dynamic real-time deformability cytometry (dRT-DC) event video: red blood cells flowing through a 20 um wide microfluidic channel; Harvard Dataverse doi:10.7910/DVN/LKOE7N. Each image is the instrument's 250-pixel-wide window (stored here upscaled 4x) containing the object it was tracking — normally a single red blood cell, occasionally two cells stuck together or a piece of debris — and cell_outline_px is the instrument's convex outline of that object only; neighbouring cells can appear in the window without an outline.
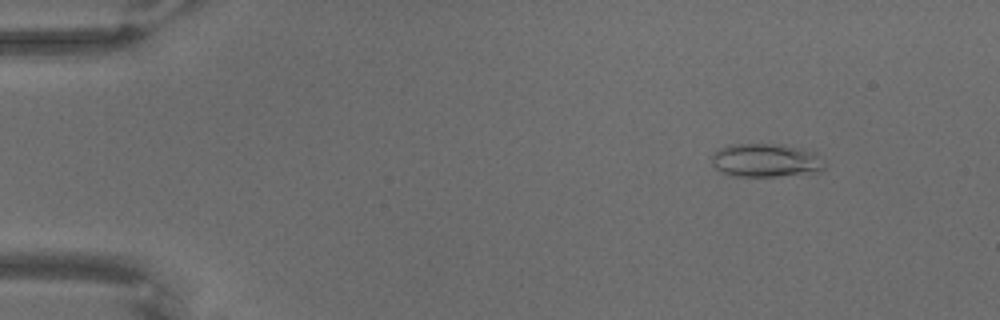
{"species": "common noctule bat (a hibernating species)", "species_latin": "Nyctalus noctula", "temperature_condition": "warm", "stored_images_in_passage": 69, "camera_frame_rate_fps": 3000, "um_per_image_px": 0.085, "animal": {"sex": "male", "body_mass_g": 18.8}, "frame": {"image": 1, "passage_image": 9, "time_ms": 2.667, "image_size_px": [1000, 320], "cell_outline_px": [[824, 168], [820, 172], [776, 176], [732, 176], [720, 172], [712, 164], [712, 152], [728, 144], [784, 144], [816, 152], [824, 160]], "centroid_in_image_um": [65.1, 13.62], "position_along_channel_um": 19.9, "area_um2": 22.37}}
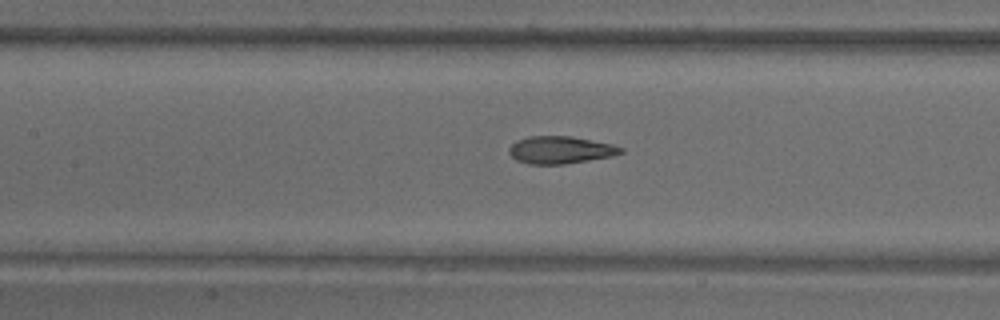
{"frame": {"image": 2, "passage_image": 33, "time_ms": 10.667, "image_size_px": [1000, 320], "cell_outline_px": [[624, 152], [612, 156], [564, 164], [528, 164], [516, 160], [508, 152], [508, 148], [516, 140], [528, 136], [572, 136], [612, 144], [624, 148]], "centroid_in_image_um": [47.62, 12.74], "position_along_channel_um": 159.8, "area_um2": 17.92}}
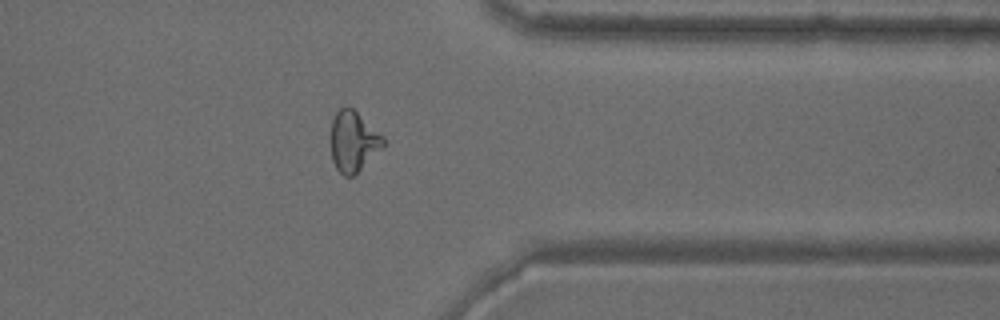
{"frame": {"image": 3, "passage_image": 56, "time_ms": 18.333, "image_size_px": [1000, 320], "cell_outline_px": [[384, 144], [352, 176], [344, 176], [336, 168], [332, 160], [328, 140], [328, 136], [332, 120], [336, 112], [340, 108], [348, 104], [384, 136]], "centroid_in_image_um": [29.95, 11.96], "position_along_channel_um": 381.5, "area_um2": 18.61}}